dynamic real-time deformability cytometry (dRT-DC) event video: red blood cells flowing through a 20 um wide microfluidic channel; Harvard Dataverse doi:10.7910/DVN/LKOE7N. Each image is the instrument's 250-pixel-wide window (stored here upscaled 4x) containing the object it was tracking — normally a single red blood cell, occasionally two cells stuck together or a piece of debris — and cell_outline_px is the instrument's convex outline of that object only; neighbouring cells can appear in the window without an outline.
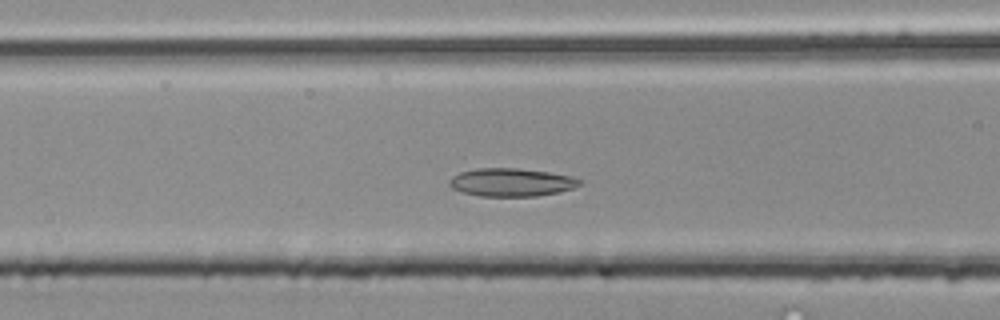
{"species": "common noctule bat (a hibernating species)", "species_latin": "Nyctalus noctula", "temperature_condition": "room temperature", "stored_images_in_passage": 46, "camera_frame_rate_fps": 3000, "um_per_image_px": 0.085, "animal": {"sex": "male", "body_mass_g": 20.4}, "frame": {"image": 1, "passage_image": 15, "time_ms": 4.667, "image_size_px": [1000, 320], "cell_outline_px": [[584, 180], [580, 184], [572, 188], [556, 192], [536, 196], [480, 196], [460, 192], [452, 188], [448, 184], [448, 180], [452, 176], [460, 172], [476, 168], [520, 168], [548, 172], [572, 176]], "centroid_in_image_um": [43.43, 15.49], "position_along_channel_um": 123.2, "area_um2": 21.44}}
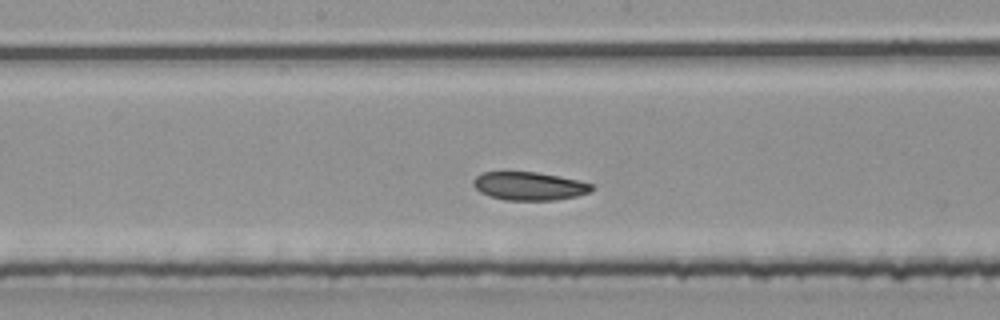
{"frame": {"image": 2, "passage_image": 21, "time_ms": 6.667, "image_size_px": [1000, 320], "cell_outline_px": [[596, 188], [588, 192], [576, 196], [556, 200], [504, 200], [488, 196], [480, 192], [472, 184], [472, 180], [476, 176], [484, 172], [536, 172], [560, 176], [580, 180], [592, 184]], "centroid_in_image_um": [44.99, 15.82], "position_along_channel_um": 203.2, "area_um2": 19.65}}
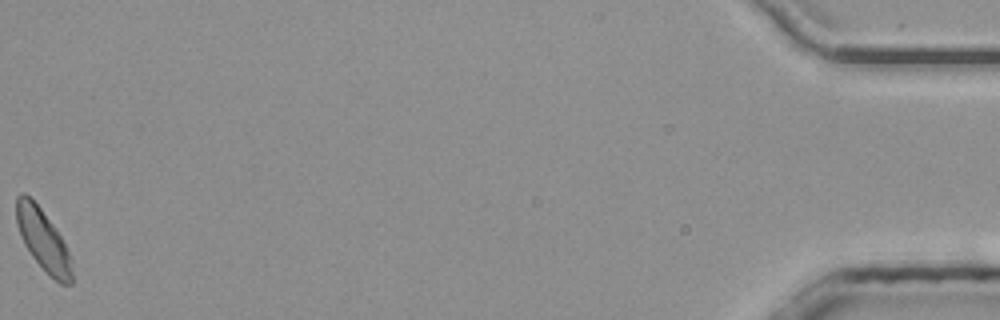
{"frame": {"image": 3, "passage_image": 46, "time_ms": 15.0, "image_size_px": [1000, 320], "cell_outline_px": [[72, 284], [60, 284], [32, 256], [24, 244], [20, 236], [16, 224], [16, 196], [20, 192], [24, 192], [40, 208], [52, 224], [60, 236], [68, 252], [72, 272]], "centroid_in_image_um": [3.62, 20.36], "position_along_channel_um": 431.6, "area_um2": 19.31}, "authors_computed_cell_mechanics": {"area_um2": 20.3167, "velocity_mm_per_s": 4.0071, "shape_relaxation_time_tau1_ms": 9.5232, "shape_relaxation_time_tau2_ms": null, "deformation_change_tau1": 0.1377, "deformation_change_tau2": null}}